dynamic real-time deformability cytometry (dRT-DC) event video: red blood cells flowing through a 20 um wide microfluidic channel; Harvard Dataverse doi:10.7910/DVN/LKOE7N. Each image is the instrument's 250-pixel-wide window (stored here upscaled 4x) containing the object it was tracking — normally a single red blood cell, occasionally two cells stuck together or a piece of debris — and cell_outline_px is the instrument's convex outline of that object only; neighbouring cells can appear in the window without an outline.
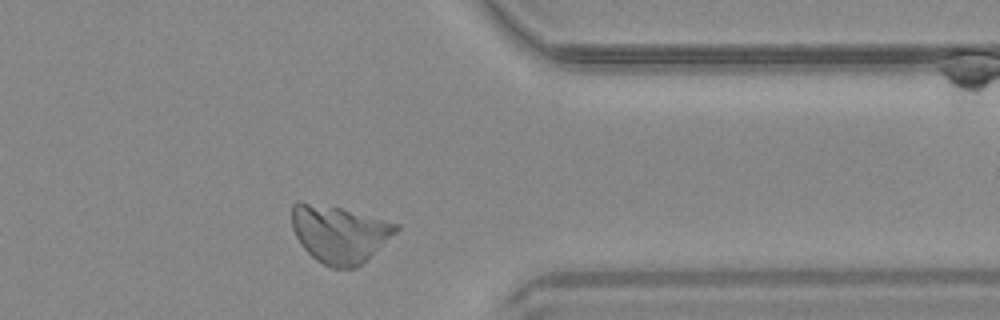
{"species": "common noctule bat (a hibernating species)", "species_latin": "Nyctalus noctula", "temperature_condition": "warm", "stored_images_in_passage": 24, "camera_frame_rate_fps": 3000, "um_per_image_px": 0.085, "animal": {"sex": "male", "body_mass_g": 20.4}, "frame": {"image": 1, "passage_image": 21, "time_ms": 6.667, "image_size_px": [1000, 320], "cell_outline_px": [[400, 228], [396, 232], [356, 268], [332, 268], [316, 260], [300, 244], [292, 228], [292, 204], [296, 200], [300, 200], [340, 208], [400, 224]], "centroid_in_image_um": [28.8, 19.86], "position_along_channel_um": 382.6, "area_um2": 34.45}}